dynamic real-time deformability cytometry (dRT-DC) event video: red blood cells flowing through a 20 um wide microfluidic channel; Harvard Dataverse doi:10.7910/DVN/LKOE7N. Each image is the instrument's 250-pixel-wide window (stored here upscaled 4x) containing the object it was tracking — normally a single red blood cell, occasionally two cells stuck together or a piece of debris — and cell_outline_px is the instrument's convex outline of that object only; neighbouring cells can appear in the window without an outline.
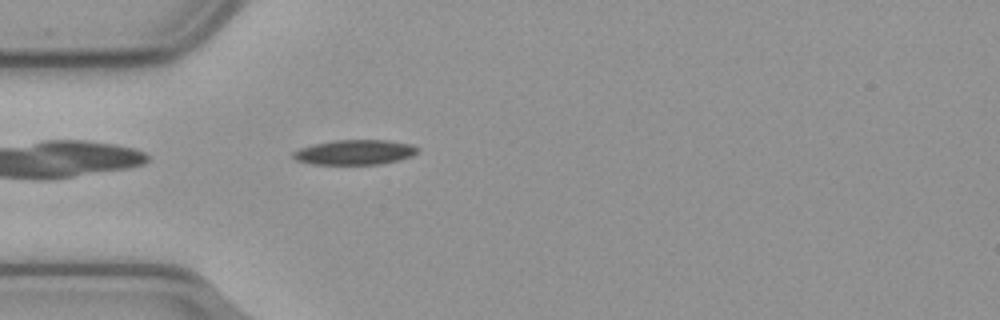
{"species": "common noctule bat (a hibernating species)", "species_latin": "Nyctalus noctula", "temperature_condition": "cold", "stored_images_in_passage": 42, "camera_frame_rate_fps": 3000, "um_per_image_px": 0.085, "animal": {"sex": "male", "body_mass_g": 23.1, "forearm_length_mm": 52.7}, "frame": {"image": 1, "passage_image": 2, "time_ms": 0.333, "image_size_px": [1000, 320], "cell_outline_px": [[420, 148], [412, 156], [380, 164], [312, 164], [296, 160], [292, 156], [292, 152], [300, 148], [316, 144], [336, 140], [388, 140], [412, 144]], "centroid_in_image_um": [30.17, 12.94], "position_along_channel_um": 54.8, "area_um2": 17.92}}
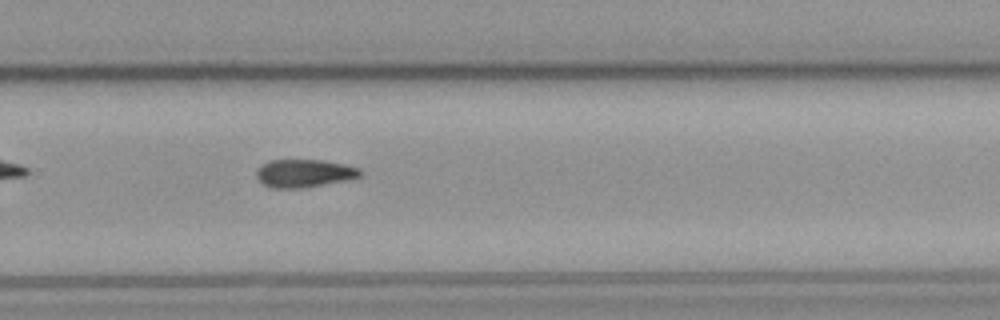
{"frame": {"image": 2, "passage_image": 23, "time_ms": 7.333, "image_size_px": [1000, 320], "cell_outline_px": [[364, 172], [360, 176], [348, 180], [300, 188], [272, 188], [264, 184], [256, 176], [256, 172], [268, 160], [324, 160], [344, 164], [360, 168]], "centroid_in_image_um": [25.9, 14.72], "position_along_channel_um": 303.9, "area_um2": 16.82}}
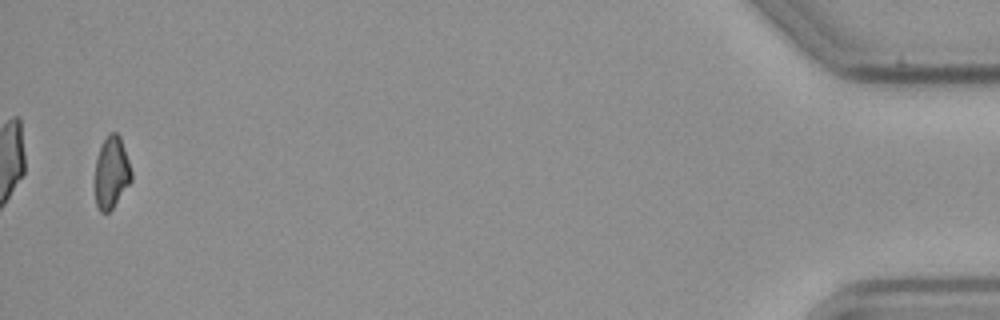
{"frame": {"image": 3, "passage_image": 41, "time_ms": 13.333, "image_size_px": [1000, 320], "cell_outline_px": [[132, 180], [112, 208], [108, 212], [100, 212], [96, 204], [96, 160], [100, 148], [108, 132], [116, 132], [120, 136], [132, 172]], "centroid_in_image_um": [9.48, 14.65], "position_along_channel_um": 425.7, "area_um2": 14.97}}